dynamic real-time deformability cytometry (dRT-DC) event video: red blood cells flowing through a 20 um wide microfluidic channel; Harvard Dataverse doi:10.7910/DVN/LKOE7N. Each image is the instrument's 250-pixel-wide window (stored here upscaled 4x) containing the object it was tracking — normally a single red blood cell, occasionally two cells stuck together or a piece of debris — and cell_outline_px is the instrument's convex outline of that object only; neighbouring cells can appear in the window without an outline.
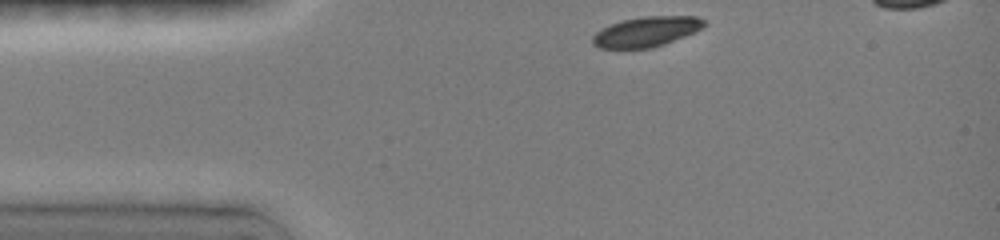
{"species": "common noctule bat (a hibernating species)", "species_latin": "Nyctalus noctula", "temperature_condition": "room temperature", "stored_images_in_passage": 44, "camera_frame_rate_fps": 3000, "um_per_image_px": 0.085, "animal": {"sex": "female", "body_mass_g": 19.0, "forearm_length_mm": 51.5}, "frame": {"image": 1, "passage_image": 1, "time_ms": 0.0, "image_size_px": [1000, 240], "cell_outline_px": [[708, 24], [684, 36], [664, 44], [648, 48], [600, 48], [592, 44], [592, 36], [600, 28], [608, 24], [620, 20], [644, 16], [696, 16], [704, 20]], "centroid_in_image_um": [54.88, 2.68], "position_along_channel_um": 30.1, "area_um2": 19.54}}
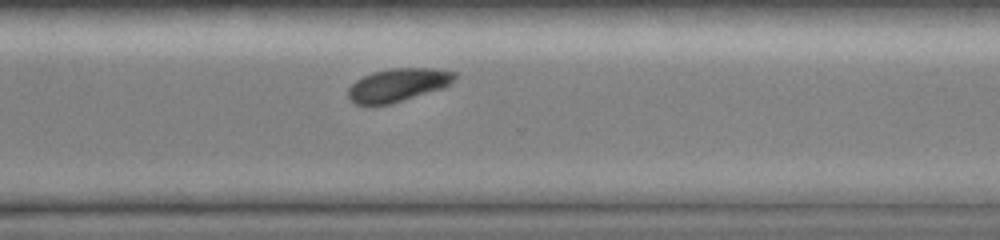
{"frame": {"image": 2, "passage_image": 33, "time_ms": 8.667, "image_size_px": [1000, 240], "cell_outline_px": [[456, 76], [444, 88], [388, 104], [356, 104], [348, 96], [348, 88], [356, 80], [372, 72], [392, 68], [436, 68], [456, 72]], "centroid_in_image_um": [33.83, 7.2], "position_along_channel_um": 336.8, "area_um2": 20.29}}
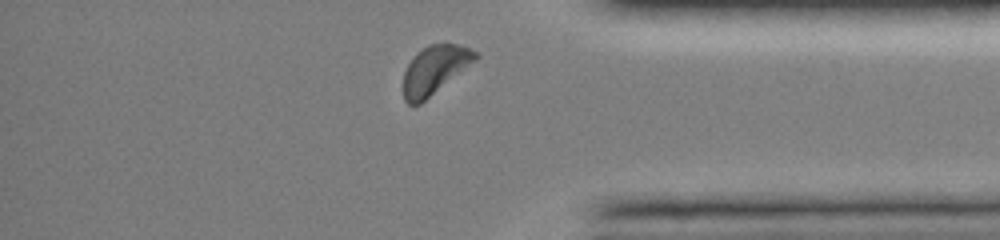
{"frame": {"image": 3, "passage_image": 42, "time_ms": 10.333, "image_size_px": [1000, 240], "cell_outline_px": [[480, 56], [476, 60], [420, 104], [408, 104], [404, 100], [404, 72], [412, 56], [416, 52], [428, 44], [460, 44], [476, 52]], "centroid_in_image_um": [36.93, 5.92], "position_along_channel_um": 398.3, "area_um2": 20.11}, "authors_computed_cell_mechanics": {"area_um2": 21.1548, "velocity_mm_per_s": 4.0165, "shape_relaxation_time_tau1_ms": 1.4973, "shape_relaxation_time_tau2_ms": null, "deformation_change_tau1": 0.1208, "deformation_change_tau2": null}}